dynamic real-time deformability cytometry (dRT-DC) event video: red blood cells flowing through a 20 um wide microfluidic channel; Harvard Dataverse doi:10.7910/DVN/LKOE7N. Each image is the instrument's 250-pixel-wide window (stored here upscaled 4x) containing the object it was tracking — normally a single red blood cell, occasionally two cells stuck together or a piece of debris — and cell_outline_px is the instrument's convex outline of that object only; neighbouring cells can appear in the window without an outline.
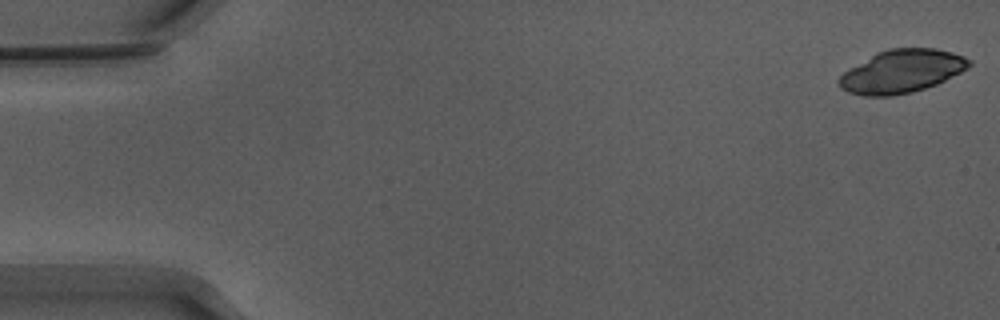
{"species": "Egyptian fruit bat (a non-hibernating species)", "species_latin": "Rousettus aegyptiacus", "temperature_condition": "warm", "stored_images_in_passage": 54, "camera_frame_rate_fps": 3000, "um_per_image_px": 0.085, "animal": {"sex": "male"}, "frame": {"image": 1, "passage_image": 1, "time_ms": 0.0, "image_size_px": [1000, 320], "cell_outline_px": [[972, 64], [968, 68], [936, 84], [912, 92], [892, 96], [864, 96], [848, 92], [840, 88], [840, 76], [844, 72], [876, 52], [888, 48], [936, 48], [952, 52], [964, 56], [972, 60]], "centroid_in_image_um": [76.67, 6.05], "position_along_channel_um": 8.3, "area_um2": 32.54}}